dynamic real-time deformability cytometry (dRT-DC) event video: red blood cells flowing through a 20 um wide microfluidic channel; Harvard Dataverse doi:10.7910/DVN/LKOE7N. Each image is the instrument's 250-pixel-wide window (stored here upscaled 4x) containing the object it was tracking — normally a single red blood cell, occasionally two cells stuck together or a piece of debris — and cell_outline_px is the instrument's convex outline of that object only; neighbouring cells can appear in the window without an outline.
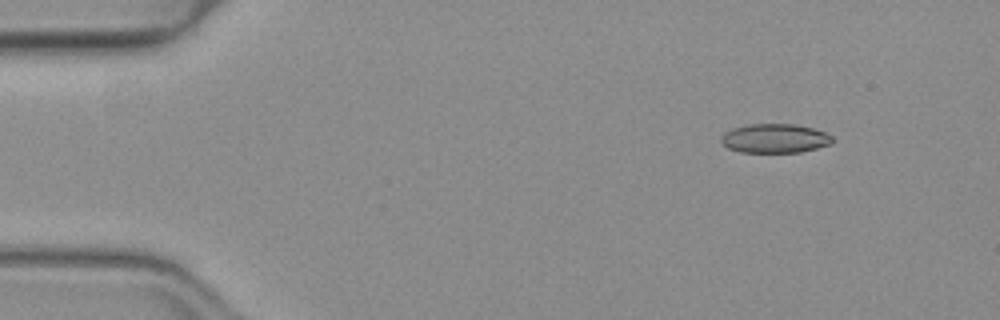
{"species": "common noctule bat (a hibernating species)", "species_latin": "Nyctalus noctula", "temperature_condition": "warm", "stored_images_in_passage": 47, "camera_frame_rate_fps": 3000, "um_per_image_px": 0.085, "animal": {"sex": "female", "body_mass_g": 19.3, "forearm_length_mm": 54.1}, "frame": {"image": 1, "passage_image": 1, "time_ms": 0.0, "image_size_px": [1000, 320], "cell_outline_px": [[832, 140], [828, 144], [816, 148], [800, 152], [740, 152], [728, 148], [720, 140], [720, 136], [724, 132], [732, 128], [744, 124], [796, 124], [812, 128], [824, 132], [832, 136]], "centroid_in_image_um": [65.8, 11.75], "position_along_channel_um": 19.2, "area_um2": 18.84}}
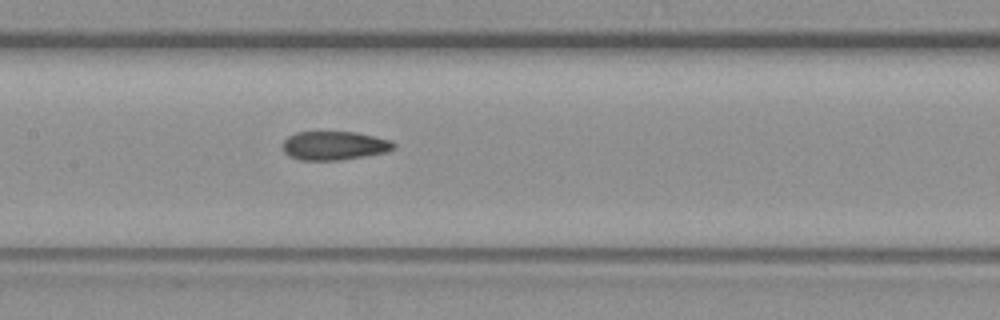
{"frame": {"image": 2, "passage_image": 20, "time_ms": 6.333, "image_size_px": [1000, 320], "cell_outline_px": [[396, 148], [384, 152], [364, 156], [340, 160], [300, 160], [288, 156], [284, 152], [284, 140], [288, 136], [296, 132], [356, 132], [392, 140], [396, 144]], "centroid_in_image_um": [28.42, 12.37], "position_along_channel_um": 179.0, "area_um2": 18.61}}
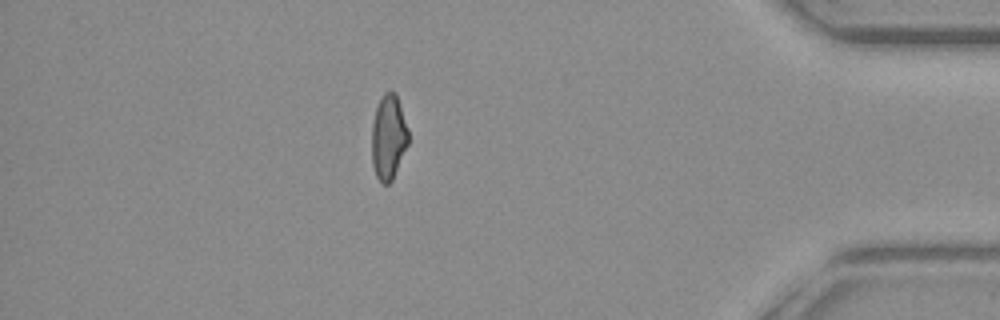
{"frame": {"image": 3, "passage_image": 40, "time_ms": 13.0, "image_size_px": [1000, 320], "cell_outline_px": [[408, 144], [392, 180], [388, 184], [384, 184], [376, 176], [372, 164], [372, 124], [376, 108], [384, 92], [396, 92], [408, 128]], "centroid_in_image_um": [33.02, 11.66], "position_along_channel_um": 402.2, "area_um2": 17.98}, "authors_computed_cell_mechanics": {"area_um2": 18.9006, "velocity_mm_per_s": 4.0169, "shape_relaxation_time_tau1_ms": null, "shape_relaxation_time_tau2_ms": 1.7816, "deformation_change_tau1": null, "deformation_change_tau2": 0.0811}}